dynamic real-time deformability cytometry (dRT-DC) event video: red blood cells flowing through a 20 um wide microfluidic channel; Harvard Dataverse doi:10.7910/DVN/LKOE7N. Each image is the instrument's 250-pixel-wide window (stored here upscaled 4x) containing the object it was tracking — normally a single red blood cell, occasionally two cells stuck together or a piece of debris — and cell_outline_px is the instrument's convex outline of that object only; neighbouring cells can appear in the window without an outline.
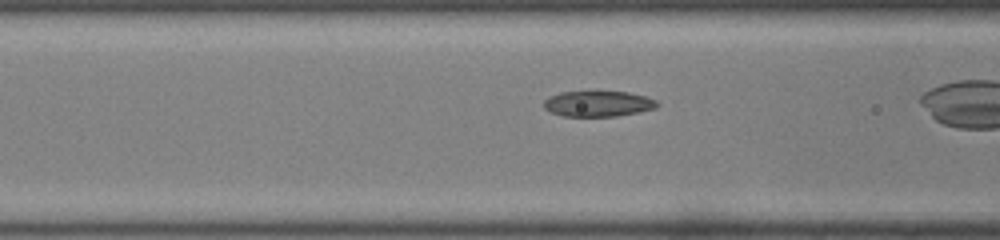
{"species": "common noctule bat (a hibernating species)", "species_latin": "Nyctalus noctula", "temperature_condition": "room temperature", "stored_images_in_passage": 30, "camera_frame_rate_fps": 3000, "um_per_image_px": 0.085, "animal": {"sex": "male", "body_mass_g": 19.0, "forearm_length_mm": 50.8}, "frame": {"image": 1, "passage_image": 10, "time_ms": 3.0, "image_size_px": [1000, 240], "cell_outline_px": [[660, 104], [656, 108], [640, 112], [616, 116], [564, 116], [552, 112], [544, 108], [544, 100], [548, 96], [560, 92], [596, 88], [628, 92], [644, 96], [656, 100]], "centroid_in_image_um": [50.83, 8.76], "position_along_channel_um": 115.8, "area_um2": 17.86}}
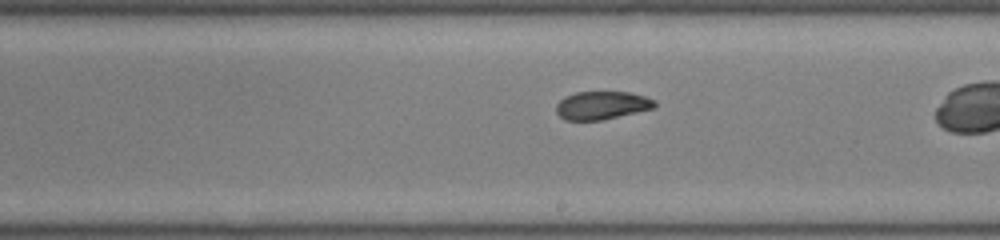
{"frame": {"image": 2, "passage_image": 19, "time_ms": 6.0, "image_size_px": [1000, 240], "cell_outline_px": [[656, 108], [600, 120], [564, 120], [556, 112], [556, 104], [564, 96], [576, 92], [628, 92], [644, 96], [656, 100]], "centroid_in_image_um": [51.15, 8.95], "position_along_channel_um": 237.8, "area_um2": 16.18}}
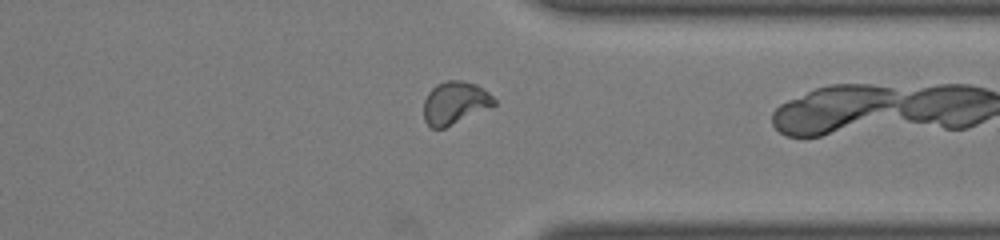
{"frame": {"image": 3, "passage_image": 29, "time_ms": 9.333, "image_size_px": [1000, 240], "cell_outline_px": [[496, 104], [444, 128], [432, 128], [424, 120], [424, 100], [428, 92], [436, 84], [448, 80], [464, 80], [476, 84], [488, 92], [496, 100]], "centroid_in_image_um": [38.65, 8.72], "position_along_channel_um": 372.8, "area_um2": 17.34}}